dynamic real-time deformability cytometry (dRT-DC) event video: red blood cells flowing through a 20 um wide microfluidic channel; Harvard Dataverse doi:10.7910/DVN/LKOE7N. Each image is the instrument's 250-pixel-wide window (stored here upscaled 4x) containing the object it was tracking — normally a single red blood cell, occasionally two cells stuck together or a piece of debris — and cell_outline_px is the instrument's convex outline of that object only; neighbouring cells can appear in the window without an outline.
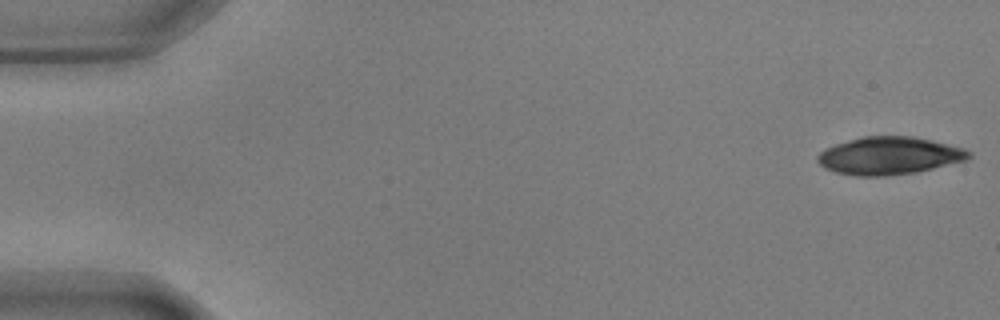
{"species": "common noctule bat (a hibernating species)", "species_latin": "Nyctalus noctula", "temperature_condition": "warm", "stored_images_in_passage": 54, "camera_frame_rate_fps": 3000, "um_per_image_px": 0.085, "animal": {"sex": "male", "body_mass_g": 17.9, "forearm_length_mm": 54.2}, "frame": {"image": 1, "passage_image": 1, "time_ms": 0.0, "image_size_px": [1000, 320], "cell_outline_px": [[972, 156], [968, 160], [916, 172], [884, 176], [856, 176], [836, 172], [824, 168], [816, 160], [816, 156], [824, 148], [836, 144], [864, 136], [912, 136], [932, 140], [964, 148], [972, 152]], "centroid_in_image_um": [75.6, 13.24], "position_along_channel_um": 9.4, "area_um2": 33.29}}